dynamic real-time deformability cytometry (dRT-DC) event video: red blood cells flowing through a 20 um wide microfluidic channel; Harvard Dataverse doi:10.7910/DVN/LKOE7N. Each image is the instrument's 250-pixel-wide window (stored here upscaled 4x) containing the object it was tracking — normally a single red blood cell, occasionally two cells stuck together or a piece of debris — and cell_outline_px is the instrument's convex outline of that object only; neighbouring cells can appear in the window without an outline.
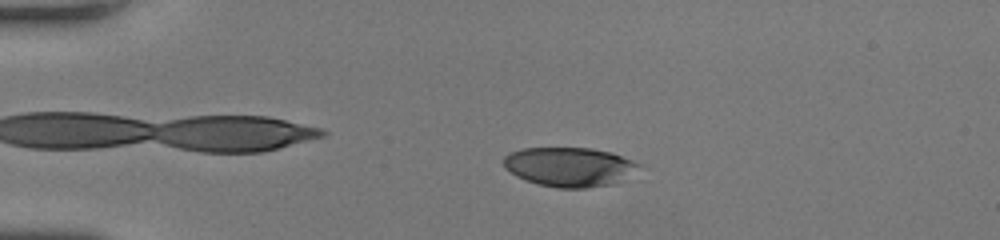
{"species": "human", "species_latin": "Homo sapiens", "temperature_condition": "room temperature", "stored_images_in_passage": 48, "camera_frame_rate_fps": 3000, "um_per_image_px": 0.085, "donor": {"sex": "female"}, "frame": {"image": 1, "passage_image": 11, "time_ms": 3.333, "image_size_px": [1000, 240], "cell_outline_px": [[640, 164], [616, 184], [588, 188], [556, 188], [536, 184], [524, 180], [516, 176], [504, 168], [504, 156], [508, 152], [520, 148], [592, 148], [612, 152], [632, 160]], "centroid_in_image_um": [48.32, 14.18], "position_along_channel_um": 36.7, "area_um2": 31.1}}
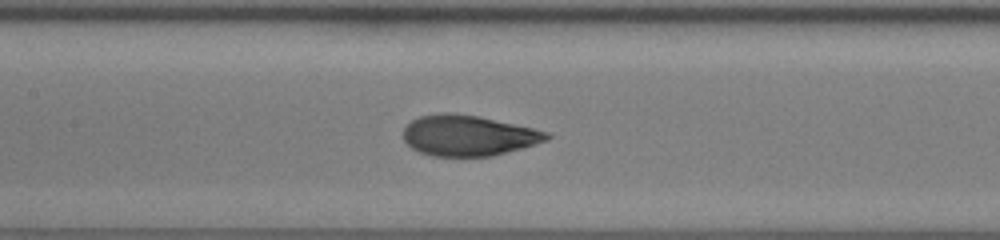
{"frame": {"image": 2, "passage_image": 24, "time_ms": 7.667, "image_size_px": [1000, 240], "cell_outline_px": [[552, 136], [548, 140], [492, 156], [432, 156], [420, 152], [412, 148], [404, 140], [404, 128], [412, 120], [420, 116], [444, 112], [448, 112], [476, 116], [552, 132]], "centroid_in_image_um": [39.81, 11.52], "position_along_channel_um": 167.6, "area_um2": 33.7}}
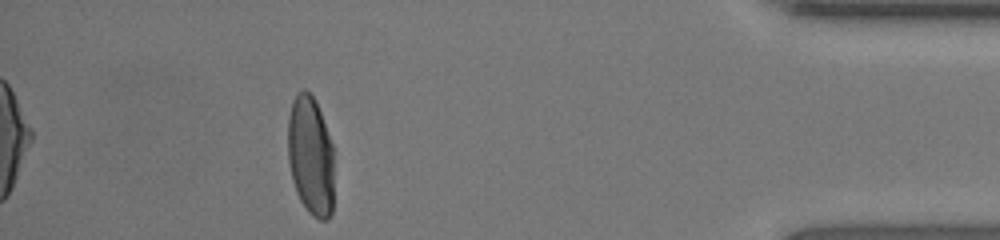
{"frame": {"image": 3, "passage_image": 44, "time_ms": 14.333, "image_size_px": [1000, 240], "cell_outline_px": [[332, 212], [328, 220], [320, 220], [312, 216], [308, 212], [300, 200], [296, 192], [292, 180], [288, 160], [288, 116], [292, 100], [296, 92], [304, 88], [312, 96], [320, 112], [332, 144]], "centroid_in_image_um": [26.37, 13.25], "position_along_channel_um": 408.8, "area_um2": 32.08}, "authors_computed_cell_mechanics": {"area_um2": 33.0616, "velocity_mm_per_s": 4.311, "shape_relaxation_time_tau1_ms": 3.6991, "shape_relaxation_time_tau2_ms": null, "deformation_change_tau1": 0.2022, "deformation_change_tau2": null}}